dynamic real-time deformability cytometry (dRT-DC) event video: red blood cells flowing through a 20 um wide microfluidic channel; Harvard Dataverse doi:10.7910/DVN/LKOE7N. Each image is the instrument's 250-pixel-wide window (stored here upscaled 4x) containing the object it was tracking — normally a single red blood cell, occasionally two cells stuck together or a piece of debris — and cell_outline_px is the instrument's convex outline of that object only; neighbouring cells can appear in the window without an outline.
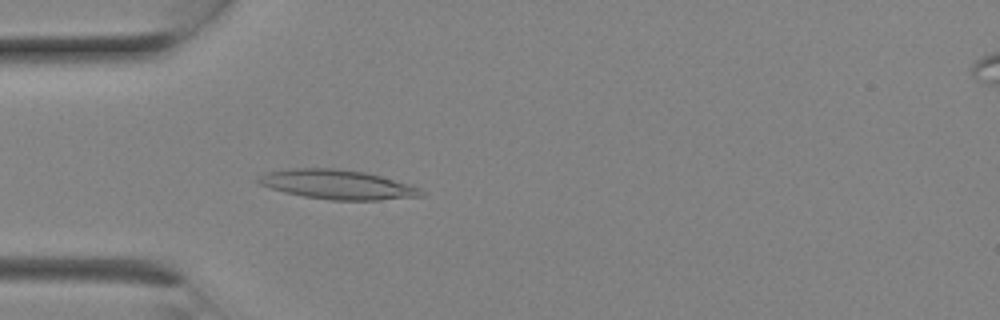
{"species": "Egyptian fruit bat (a non-hibernating species)", "species_latin": "Rousettus aegyptiacus", "temperature_condition": "room temperature", "stored_images_in_passage": 4, "camera_frame_rate_fps": 3000, "um_per_image_px": 0.085, "animal": {"sex": "female"}, "frame": {"image": 1, "passage_image": 4, "time_ms": 1.0, "image_size_px": [1000, 320], "cell_outline_px": [[424, 196], [380, 200], [332, 200], [304, 196], [284, 192], [260, 184], [256, 180], [264, 172], [288, 168], [332, 168], [364, 172], [380, 176], [408, 184], [420, 188], [424, 192]], "centroid_in_image_um": [28.67, 15.68], "position_along_channel_um": 56.3, "area_um2": 27.74}}